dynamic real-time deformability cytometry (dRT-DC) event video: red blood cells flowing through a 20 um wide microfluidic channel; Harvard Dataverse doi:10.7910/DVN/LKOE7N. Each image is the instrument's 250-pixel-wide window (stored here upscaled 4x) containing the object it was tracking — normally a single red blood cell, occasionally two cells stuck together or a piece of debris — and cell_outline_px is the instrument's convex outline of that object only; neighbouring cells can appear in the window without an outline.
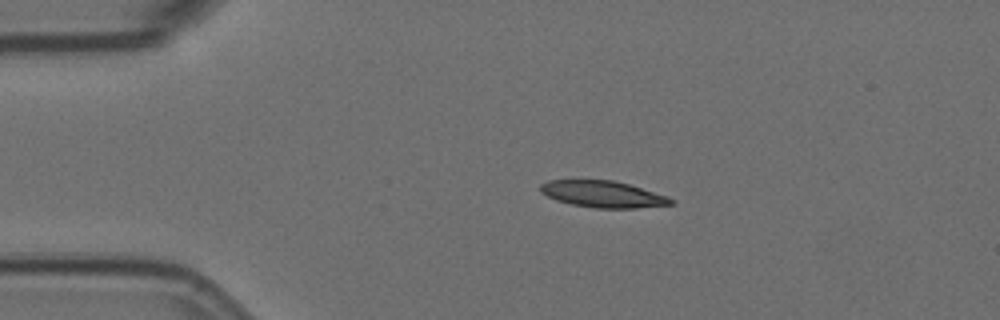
{"species": "Egyptian fruit bat (a non-hibernating species)", "species_latin": "Rousettus aegyptiacus", "temperature_condition": "room temperature", "stored_images_in_passage": 5, "camera_frame_rate_fps": 3000, "um_per_image_px": 0.085, "animal": {"sex": "female"}, "frame": {"image": 1, "passage_image": 2, "time_ms": 0.333, "image_size_px": [1000, 320], "cell_outline_px": [[676, 204], [636, 208], [596, 208], [572, 204], [556, 200], [540, 192], [540, 184], [548, 180], [612, 180], [628, 184], [668, 196], [676, 200]], "centroid_in_image_um": [51.28, 16.51], "position_along_channel_um": 33.7, "area_um2": 20.23}}
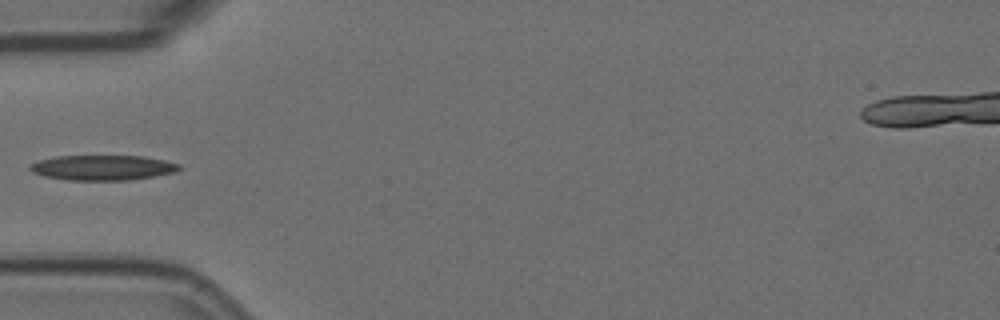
{"frame": {"image": 2, "passage_image": 4, "time_ms": 1.0, "image_size_px": [1000, 320], "cell_outline_px": [[184, 168], [176, 172], [128, 180], [68, 180], [44, 176], [32, 172], [28, 168], [28, 164], [40, 160], [56, 156], [144, 156], [164, 160], [180, 164]], "centroid_in_image_um": [8.73, 14.25], "position_along_channel_um": 76.3, "area_um2": 21.91}}
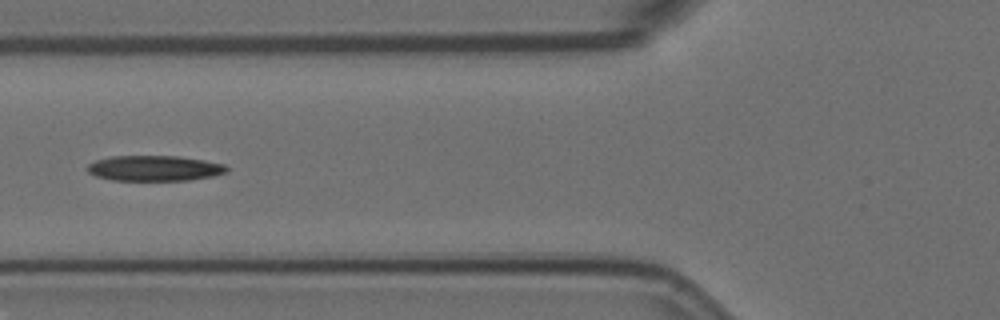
{"frame": {"image": 3, "passage_image": 5, "time_ms": 1.333, "image_size_px": [1000, 320], "cell_outline_px": [[228, 172], [212, 176], [188, 180], [112, 180], [96, 176], [88, 172], [88, 164], [96, 160], [112, 156], [176, 156], [204, 160], [224, 164], [228, 168]], "centroid_in_image_um": [13.13, 14.3], "position_along_channel_um": 112.7, "area_um2": 20.52}}